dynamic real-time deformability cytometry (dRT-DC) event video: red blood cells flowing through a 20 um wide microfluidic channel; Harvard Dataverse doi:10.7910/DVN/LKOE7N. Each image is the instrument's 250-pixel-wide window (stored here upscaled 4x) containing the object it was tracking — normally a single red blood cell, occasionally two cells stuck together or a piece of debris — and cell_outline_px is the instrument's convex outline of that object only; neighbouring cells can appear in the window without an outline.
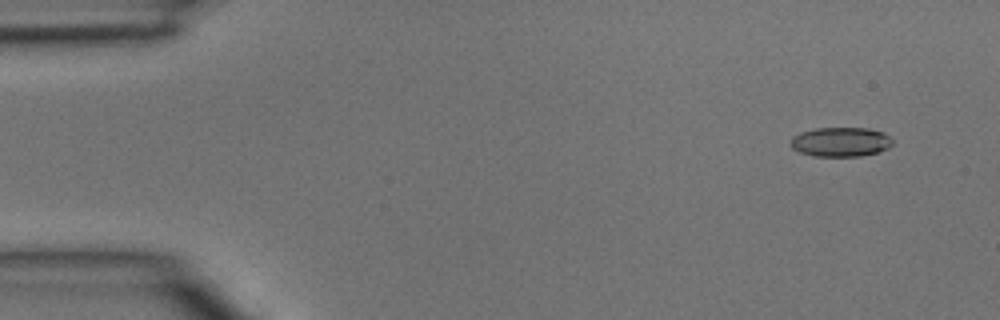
{"species": "common noctule bat (a hibernating species)", "species_latin": "Nyctalus noctula", "temperature_condition": "room temperature", "stored_images_in_passage": 4, "camera_frame_rate_fps": 3000, "um_per_image_px": 0.085, "animal": {"sex": "male", "body_mass_g": 15.6}, "frame": {"image": 1, "passage_image": 1, "time_ms": 0.0, "image_size_px": [1000, 320], "cell_outline_px": [[892, 144], [888, 148], [876, 152], [860, 156], [812, 156], [800, 152], [792, 148], [788, 144], [792, 136], [800, 132], [816, 128], [868, 128], [880, 132], [888, 136], [892, 140]], "centroid_in_image_um": [71.39, 12.06], "position_along_channel_um": 13.6, "area_um2": 17.46}}
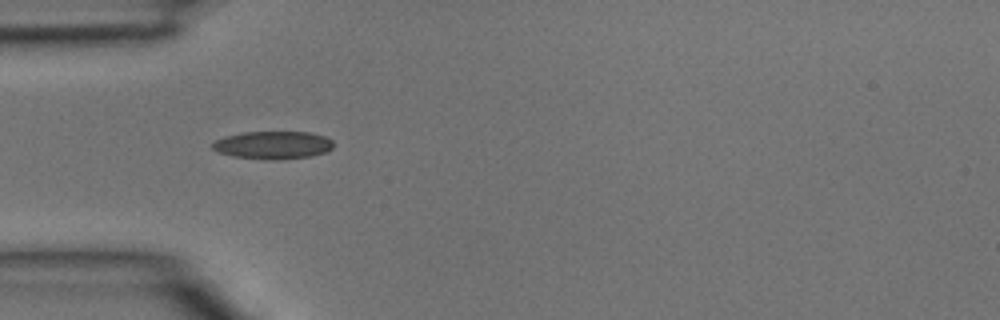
{"frame": {"image": 2, "passage_image": 4, "time_ms": 1.0, "image_size_px": [1000, 320], "cell_outline_px": [[332, 148], [324, 152], [308, 156], [232, 156], [220, 152], [212, 148], [212, 144], [216, 140], [224, 136], [244, 132], [308, 132], [324, 136], [332, 140]], "centroid_in_image_um": [23.19, 12.26], "position_along_channel_um": 61.8, "area_um2": 18.21}}